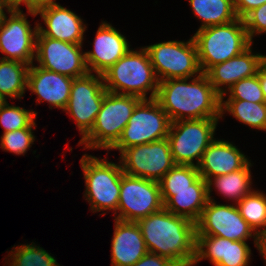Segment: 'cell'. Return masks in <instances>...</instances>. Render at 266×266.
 Returning a JSON list of instances; mask_svg holds the SVG:
<instances>
[{"instance_id":"6da1fadb","label":"cell","mask_w":266,"mask_h":266,"mask_svg":"<svg viewBox=\"0 0 266 266\" xmlns=\"http://www.w3.org/2000/svg\"><path fill=\"white\" fill-rule=\"evenodd\" d=\"M148 252L176 266H192L196 255V223L164 207L137 221Z\"/></svg>"},{"instance_id":"7a4b0ae2","label":"cell","mask_w":266,"mask_h":266,"mask_svg":"<svg viewBox=\"0 0 266 266\" xmlns=\"http://www.w3.org/2000/svg\"><path fill=\"white\" fill-rule=\"evenodd\" d=\"M155 99L171 122L221 118V96L215 91L205 73L191 78L160 81Z\"/></svg>"},{"instance_id":"3957f363","label":"cell","mask_w":266,"mask_h":266,"mask_svg":"<svg viewBox=\"0 0 266 266\" xmlns=\"http://www.w3.org/2000/svg\"><path fill=\"white\" fill-rule=\"evenodd\" d=\"M107 92L133 95L141 99H155L159 80L144 47L130 49L102 74ZM150 93L149 98L147 94Z\"/></svg>"},{"instance_id":"277c9868","label":"cell","mask_w":266,"mask_h":266,"mask_svg":"<svg viewBox=\"0 0 266 266\" xmlns=\"http://www.w3.org/2000/svg\"><path fill=\"white\" fill-rule=\"evenodd\" d=\"M197 48L202 73L212 66L236 57L252 42L249 39L243 19L197 30L192 36Z\"/></svg>"},{"instance_id":"5b68a950","label":"cell","mask_w":266,"mask_h":266,"mask_svg":"<svg viewBox=\"0 0 266 266\" xmlns=\"http://www.w3.org/2000/svg\"><path fill=\"white\" fill-rule=\"evenodd\" d=\"M142 99L125 94L106 92L92 129L79 140L85 149L109 151L120 139L134 108Z\"/></svg>"},{"instance_id":"8992f818","label":"cell","mask_w":266,"mask_h":266,"mask_svg":"<svg viewBox=\"0 0 266 266\" xmlns=\"http://www.w3.org/2000/svg\"><path fill=\"white\" fill-rule=\"evenodd\" d=\"M85 180V200L93 213L113 210L117 219L121 177L124 173L121 163L108 161L84 154L80 159Z\"/></svg>"},{"instance_id":"52a82bcc","label":"cell","mask_w":266,"mask_h":266,"mask_svg":"<svg viewBox=\"0 0 266 266\" xmlns=\"http://www.w3.org/2000/svg\"><path fill=\"white\" fill-rule=\"evenodd\" d=\"M219 120L205 118L171 123L167 139L176 165L198 166L204 151L215 139Z\"/></svg>"},{"instance_id":"ba28073f","label":"cell","mask_w":266,"mask_h":266,"mask_svg":"<svg viewBox=\"0 0 266 266\" xmlns=\"http://www.w3.org/2000/svg\"><path fill=\"white\" fill-rule=\"evenodd\" d=\"M171 120L156 99H142L124 127L118 142L110 149L125 148L159 141L167 138Z\"/></svg>"},{"instance_id":"9c48e42d","label":"cell","mask_w":266,"mask_h":266,"mask_svg":"<svg viewBox=\"0 0 266 266\" xmlns=\"http://www.w3.org/2000/svg\"><path fill=\"white\" fill-rule=\"evenodd\" d=\"M160 81L191 78L202 73L193 37L186 42L170 40L144 47Z\"/></svg>"},{"instance_id":"30bf717a","label":"cell","mask_w":266,"mask_h":266,"mask_svg":"<svg viewBox=\"0 0 266 266\" xmlns=\"http://www.w3.org/2000/svg\"><path fill=\"white\" fill-rule=\"evenodd\" d=\"M119 155L125 174L157 182L176 165L167 138L125 148Z\"/></svg>"},{"instance_id":"8fae6325","label":"cell","mask_w":266,"mask_h":266,"mask_svg":"<svg viewBox=\"0 0 266 266\" xmlns=\"http://www.w3.org/2000/svg\"><path fill=\"white\" fill-rule=\"evenodd\" d=\"M163 207L159 182L122 174L117 219L137 222Z\"/></svg>"},{"instance_id":"7c38bea8","label":"cell","mask_w":266,"mask_h":266,"mask_svg":"<svg viewBox=\"0 0 266 266\" xmlns=\"http://www.w3.org/2000/svg\"><path fill=\"white\" fill-rule=\"evenodd\" d=\"M106 92L102 75L88 73L73 79L70 98L63 111L76 122L81 138L92 129Z\"/></svg>"},{"instance_id":"4fadbf2b","label":"cell","mask_w":266,"mask_h":266,"mask_svg":"<svg viewBox=\"0 0 266 266\" xmlns=\"http://www.w3.org/2000/svg\"><path fill=\"white\" fill-rule=\"evenodd\" d=\"M196 235L219 236L232 241H247L256 233L240 215L237 205L217 204L214 199H208L196 222Z\"/></svg>"},{"instance_id":"5bb4252c","label":"cell","mask_w":266,"mask_h":266,"mask_svg":"<svg viewBox=\"0 0 266 266\" xmlns=\"http://www.w3.org/2000/svg\"><path fill=\"white\" fill-rule=\"evenodd\" d=\"M83 44L55 40L37 33L35 61L37 66L71 78L89 73Z\"/></svg>"},{"instance_id":"9a60e30c","label":"cell","mask_w":266,"mask_h":266,"mask_svg":"<svg viewBox=\"0 0 266 266\" xmlns=\"http://www.w3.org/2000/svg\"><path fill=\"white\" fill-rule=\"evenodd\" d=\"M0 26L1 59L33 64L36 55L38 24L31 27L21 8H13ZM5 54V55H4Z\"/></svg>"},{"instance_id":"2e32d148","label":"cell","mask_w":266,"mask_h":266,"mask_svg":"<svg viewBox=\"0 0 266 266\" xmlns=\"http://www.w3.org/2000/svg\"><path fill=\"white\" fill-rule=\"evenodd\" d=\"M93 49L85 52L89 73L102 75L131 48L128 39L107 21H102L93 42Z\"/></svg>"},{"instance_id":"e0dca14e","label":"cell","mask_w":266,"mask_h":266,"mask_svg":"<svg viewBox=\"0 0 266 266\" xmlns=\"http://www.w3.org/2000/svg\"><path fill=\"white\" fill-rule=\"evenodd\" d=\"M251 249L246 241H232L219 236L196 235V255L192 266L209 260L214 266H248Z\"/></svg>"},{"instance_id":"ac0fdd59","label":"cell","mask_w":266,"mask_h":266,"mask_svg":"<svg viewBox=\"0 0 266 266\" xmlns=\"http://www.w3.org/2000/svg\"><path fill=\"white\" fill-rule=\"evenodd\" d=\"M40 15L45 27L38 24V32L46 37L64 42L83 44L84 33L87 30L83 19L70 9L60 4L50 5L36 11Z\"/></svg>"},{"instance_id":"d6986e66","label":"cell","mask_w":266,"mask_h":266,"mask_svg":"<svg viewBox=\"0 0 266 266\" xmlns=\"http://www.w3.org/2000/svg\"><path fill=\"white\" fill-rule=\"evenodd\" d=\"M252 45L236 57L212 66L205 73L220 96L234 83L257 74L258 68L264 63L266 55L252 52Z\"/></svg>"},{"instance_id":"ffe728a7","label":"cell","mask_w":266,"mask_h":266,"mask_svg":"<svg viewBox=\"0 0 266 266\" xmlns=\"http://www.w3.org/2000/svg\"><path fill=\"white\" fill-rule=\"evenodd\" d=\"M29 67L27 89L37 95V103L47 102L49 108L64 110L70 98L73 78L35 66Z\"/></svg>"},{"instance_id":"44dd1931","label":"cell","mask_w":266,"mask_h":266,"mask_svg":"<svg viewBox=\"0 0 266 266\" xmlns=\"http://www.w3.org/2000/svg\"><path fill=\"white\" fill-rule=\"evenodd\" d=\"M235 144L216 138L204 151L197 166L206 181L242 169L250 160Z\"/></svg>"},{"instance_id":"7402d4cb","label":"cell","mask_w":266,"mask_h":266,"mask_svg":"<svg viewBox=\"0 0 266 266\" xmlns=\"http://www.w3.org/2000/svg\"><path fill=\"white\" fill-rule=\"evenodd\" d=\"M114 221L111 266H132L148 252L140 227L137 222Z\"/></svg>"},{"instance_id":"603a6c76","label":"cell","mask_w":266,"mask_h":266,"mask_svg":"<svg viewBox=\"0 0 266 266\" xmlns=\"http://www.w3.org/2000/svg\"><path fill=\"white\" fill-rule=\"evenodd\" d=\"M164 208L196 223L208 201L207 182L200 177L193 189L160 190Z\"/></svg>"},{"instance_id":"cb8c5ba5","label":"cell","mask_w":266,"mask_h":266,"mask_svg":"<svg viewBox=\"0 0 266 266\" xmlns=\"http://www.w3.org/2000/svg\"><path fill=\"white\" fill-rule=\"evenodd\" d=\"M253 165L251 160L240 170L231 172L225 175H220L214 178L208 179L207 182V196L208 199H212L211 192L213 189H217L218 194L223 197L232 200L237 204L247 194L251 193L254 189L252 188V177L251 169ZM212 185L215 186L212 189Z\"/></svg>"},{"instance_id":"d4e9b609","label":"cell","mask_w":266,"mask_h":266,"mask_svg":"<svg viewBox=\"0 0 266 266\" xmlns=\"http://www.w3.org/2000/svg\"><path fill=\"white\" fill-rule=\"evenodd\" d=\"M192 12L201 20L198 30L236 20L233 0H189Z\"/></svg>"},{"instance_id":"484cf974","label":"cell","mask_w":266,"mask_h":266,"mask_svg":"<svg viewBox=\"0 0 266 266\" xmlns=\"http://www.w3.org/2000/svg\"><path fill=\"white\" fill-rule=\"evenodd\" d=\"M29 67L26 63L0 58V95L6 100L23 98Z\"/></svg>"},{"instance_id":"4316f807","label":"cell","mask_w":266,"mask_h":266,"mask_svg":"<svg viewBox=\"0 0 266 266\" xmlns=\"http://www.w3.org/2000/svg\"><path fill=\"white\" fill-rule=\"evenodd\" d=\"M220 112L221 118L228 112L239 122L253 129L266 131V102L221 99Z\"/></svg>"},{"instance_id":"83f0119b","label":"cell","mask_w":266,"mask_h":266,"mask_svg":"<svg viewBox=\"0 0 266 266\" xmlns=\"http://www.w3.org/2000/svg\"><path fill=\"white\" fill-rule=\"evenodd\" d=\"M13 248L5 257L8 266H60L55 257L33 242Z\"/></svg>"},{"instance_id":"f1b7e54d","label":"cell","mask_w":266,"mask_h":266,"mask_svg":"<svg viewBox=\"0 0 266 266\" xmlns=\"http://www.w3.org/2000/svg\"><path fill=\"white\" fill-rule=\"evenodd\" d=\"M240 215L257 234L266 228V194L253 190L237 204Z\"/></svg>"},{"instance_id":"f546056e","label":"cell","mask_w":266,"mask_h":266,"mask_svg":"<svg viewBox=\"0 0 266 266\" xmlns=\"http://www.w3.org/2000/svg\"><path fill=\"white\" fill-rule=\"evenodd\" d=\"M36 111L26 110L23 107L10 105L8 101L0 109V126L4 129L3 133L19 130L22 128H34L36 126Z\"/></svg>"},{"instance_id":"4dcf8cb0","label":"cell","mask_w":266,"mask_h":266,"mask_svg":"<svg viewBox=\"0 0 266 266\" xmlns=\"http://www.w3.org/2000/svg\"><path fill=\"white\" fill-rule=\"evenodd\" d=\"M200 177L195 166L175 165L159 181L160 190L193 189V183Z\"/></svg>"},{"instance_id":"1f68e13d","label":"cell","mask_w":266,"mask_h":266,"mask_svg":"<svg viewBox=\"0 0 266 266\" xmlns=\"http://www.w3.org/2000/svg\"><path fill=\"white\" fill-rule=\"evenodd\" d=\"M227 94H229L227 100H246L254 103L266 102L258 74L243 78L237 83H234L226 93L221 96V99H225Z\"/></svg>"},{"instance_id":"d6a6232c","label":"cell","mask_w":266,"mask_h":266,"mask_svg":"<svg viewBox=\"0 0 266 266\" xmlns=\"http://www.w3.org/2000/svg\"><path fill=\"white\" fill-rule=\"evenodd\" d=\"M32 128H22L19 130L5 132L0 137V146L3 151L16 155H23L30 150L34 144L35 136Z\"/></svg>"},{"instance_id":"836d02e7","label":"cell","mask_w":266,"mask_h":266,"mask_svg":"<svg viewBox=\"0 0 266 266\" xmlns=\"http://www.w3.org/2000/svg\"><path fill=\"white\" fill-rule=\"evenodd\" d=\"M244 25L252 43L253 37L266 33V3L253 9L244 18Z\"/></svg>"},{"instance_id":"e575fe53","label":"cell","mask_w":266,"mask_h":266,"mask_svg":"<svg viewBox=\"0 0 266 266\" xmlns=\"http://www.w3.org/2000/svg\"><path fill=\"white\" fill-rule=\"evenodd\" d=\"M266 0H233L235 13L238 18L243 19L253 9L265 4Z\"/></svg>"},{"instance_id":"d590c367","label":"cell","mask_w":266,"mask_h":266,"mask_svg":"<svg viewBox=\"0 0 266 266\" xmlns=\"http://www.w3.org/2000/svg\"><path fill=\"white\" fill-rule=\"evenodd\" d=\"M132 266H176L168 258L155 253L147 252L140 260Z\"/></svg>"},{"instance_id":"8d00e7d4","label":"cell","mask_w":266,"mask_h":266,"mask_svg":"<svg viewBox=\"0 0 266 266\" xmlns=\"http://www.w3.org/2000/svg\"><path fill=\"white\" fill-rule=\"evenodd\" d=\"M58 4L55 0H26L27 14L33 17L37 16L36 11L40 8Z\"/></svg>"},{"instance_id":"74e56055","label":"cell","mask_w":266,"mask_h":266,"mask_svg":"<svg viewBox=\"0 0 266 266\" xmlns=\"http://www.w3.org/2000/svg\"><path fill=\"white\" fill-rule=\"evenodd\" d=\"M255 247H257V250L265 260L264 262L266 263V228L257 233Z\"/></svg>"},{"instance_id":"f35d334b","label":"cell","mask_w":266,"mask_h":266,"mask_svg":"<svg viewBox=\"0 0 266 266\" xmlns=\"http://www.w3.org/2000/svg\"><path fill=\"white\" fill-rule=\"evenodd\" d=\"M257 74H258L261 88H262L265 101H266V63L265 62L258 68Z\"/></svg>"},{"instance_id":"ab89813d","label":"cell","mask_w":266,"mask_h":266,"mask_svg":"<svg viewBox=\"0 0 266 266\" xmlns=\"http://www.w3.org/2000/svg\"><path fill=\"white\" fill-rule=\"evenodd\" d=\"M5 9L9 13L13 8L5 0H0V26L4 23L5 17L7 16L4 11Z\"/></svg>"},{"instance_id":"60d3db41","label":"cell","mask_w":266,"mask_h":266,"mask_svg":"<svg viewBox=\"0 0 266 266\" xmlns=\"http://www.w3.org/2000/svg\"><path fill=\"white\" fill-rule=\"evenodd\" d=\"M12 8H20L23 4L26 7V0H5Z\"/></svg>"},{"instance_id":"b9f144b4","label":"cell","mask_w":266,"mask_h":266,"mask_svg":"<svg viewBox=\"0 0 266 266\" xmlns=\"http://www.w3.org/2000/svg\"><path fill=\"white\" fill-rule=\"evenodd\" d=\"M7 102V100L0 95V109L5 105V103Z\"/></svg>"}]
</instances>
